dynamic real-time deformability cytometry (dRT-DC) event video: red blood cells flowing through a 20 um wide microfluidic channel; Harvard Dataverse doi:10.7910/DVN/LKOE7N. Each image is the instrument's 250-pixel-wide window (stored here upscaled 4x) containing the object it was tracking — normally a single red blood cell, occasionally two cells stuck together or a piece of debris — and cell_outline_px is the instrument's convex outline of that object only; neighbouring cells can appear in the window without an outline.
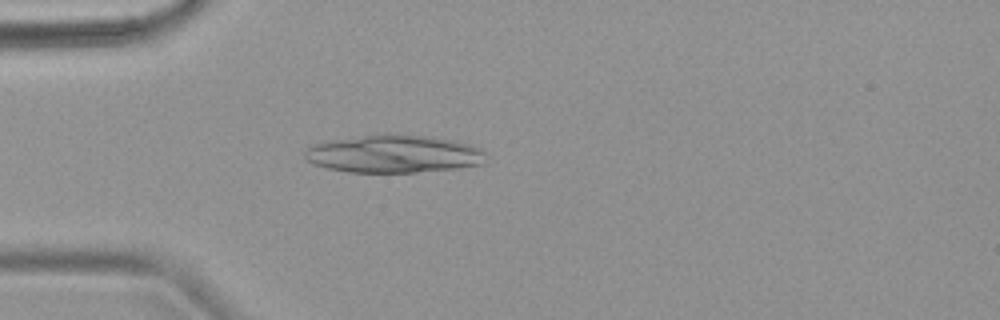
{"species": "common noctule bat (a hibernating species)", "species_latin": "Nyctalus noctula", "temperature_condition": "warm", "stored_images_in_passage": 4, "camera_frame_rate_fps": 3000, "um_per_image_px": 0.085, "animal": {"sex": "female", "body_mass_g": 18.4}, "frame": {"image": 1, "passage_image": 4, "time_ms": 4.667, "image_size_px": [1000, 320], "cell_outline_px": [[484, 164], [456, 168], [416, 172], [348, 172], [328, 168], [316, 164], [308, 160], [304, 156], [304, 152], [312, 144], [332, 140], [376, 132], [388, 132], [424, 136], [452, 140], [468, 144], [480, 148], [484, 152]], "centroid_in_image_um": [33.44, 13.06], "position_along_channel_um": 51.6, "area_um2": 40.17}}